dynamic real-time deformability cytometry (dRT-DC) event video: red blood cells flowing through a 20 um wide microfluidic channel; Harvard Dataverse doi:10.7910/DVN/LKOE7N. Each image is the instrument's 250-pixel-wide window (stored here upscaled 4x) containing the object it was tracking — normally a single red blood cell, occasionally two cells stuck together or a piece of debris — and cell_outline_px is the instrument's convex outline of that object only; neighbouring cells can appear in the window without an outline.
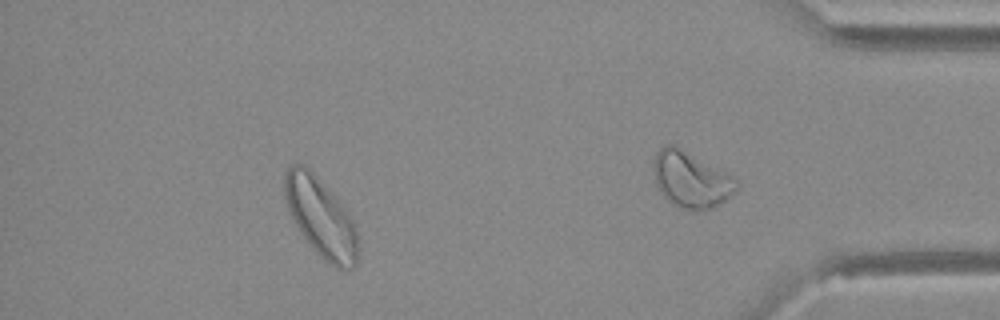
{"species": "Egyptian fruit bat (a non-hibernating species)", "species_latin": "Rousettus aegyptiacus", "temperature_condition": "warm", "stored_images_in_passage": 33, "camera_frame_rate_fps": 3000, "um_per_image_px": 0.085, "animal": {"sex": "female"}, "frame": {"image": 1, "passage_image": 28, "time_ms": 9.0, "image_size_px": [1000, 320], "cell_outline_px": [[360, 244], [356, 264], [348, 272], [344, 272], [336, 268], [320, 256], [316, 252], [300, 232], [292, 220], [288, 212], [284, 196], [284, 172], [288, 164], [304, 164], [316, 176], [344, 208], [352, 220], [356, 228]], "centroid_in_image_um": [27.26, 18.52], "position_along_channel_um": 407.9, "area_um2": 34.04}}